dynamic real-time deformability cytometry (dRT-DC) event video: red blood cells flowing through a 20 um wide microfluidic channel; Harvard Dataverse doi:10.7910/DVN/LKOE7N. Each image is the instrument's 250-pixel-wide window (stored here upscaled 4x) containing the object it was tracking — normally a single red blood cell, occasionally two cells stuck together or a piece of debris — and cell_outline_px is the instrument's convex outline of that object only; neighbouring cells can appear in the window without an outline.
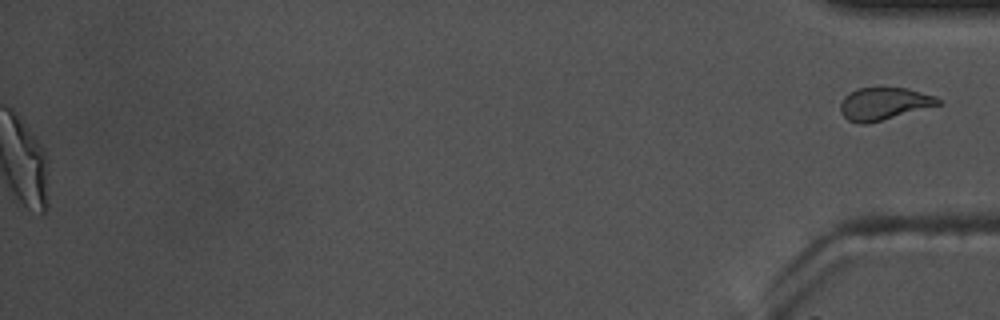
{"species": "common noctule bat (a hibernating species)", "species_latin": "Nyctalus noctula", "temperature_condition": "warm", "stored_images_in_passage": 43, "camera_frame_rate_fps": 3000, "um_per_image_px": 0.085, "animal": {"sex": "male", "body_mass_g": 17.5, "forearm_length_mm": 52.3}, "frame": {"image": 1, "passage_image": 43, "time_ms": 14.0, "image_size_px": [1000, 320], "cell_outline_px": [[944, 100], [940, 104], [880, 120], [864, 124], [860, 124], [848, 120], [840, 112], [840, 104], [844, 96], [848, 92], [856, 88], [908, 88], [936, 96]], "centroid_in_image_um": [75.11, 8.79], "position_along_channel_um": 360.1, "area_um2": 18.32}}